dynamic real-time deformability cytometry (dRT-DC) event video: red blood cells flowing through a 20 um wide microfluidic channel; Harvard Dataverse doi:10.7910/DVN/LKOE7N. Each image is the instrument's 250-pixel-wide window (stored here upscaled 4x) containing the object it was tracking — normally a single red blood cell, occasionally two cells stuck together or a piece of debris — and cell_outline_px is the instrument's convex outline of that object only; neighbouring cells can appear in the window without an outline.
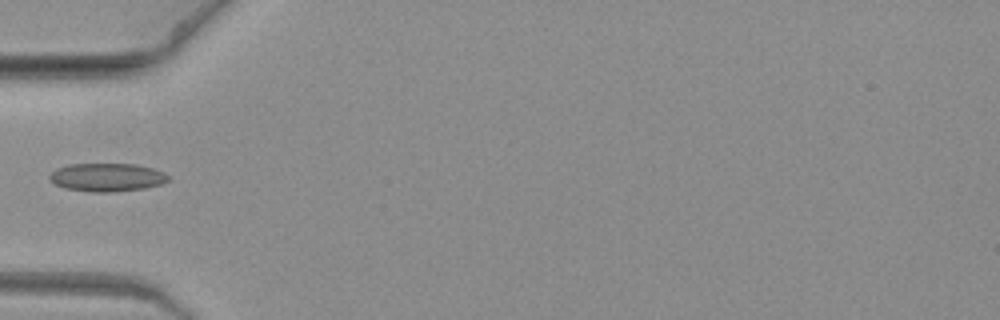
{"species": "common noctule bat (a hibernating species)", "species_latin": "Nyctalus noctula", "temperature_condition": "warm", "stored_images_in_passage": 8, "camera_frame_rate_fps": 3000, "um_per_image_px": 0.085, "animal": {"sex": "female", "body_mass_g": 19.3, "forearm_length_mm": 54.1}, "frame": {"image": 1, "passage_image": 6, "time_ms": 1.667, "image_size_px": [1000, 320], "cell_outline_px": [[168, 180], [160, 184], [144, 188], [112, 192], [92, 192], [64, 188], [48, 180], [48, 176], [56, 168], [68, 164], [136, 164], [152, 168], [164, 172], [168, 176]], "centroid_in_image_um": [9.05, 15.07], "position_along_channel_um": 75.9, "area_um2": 19.54}}
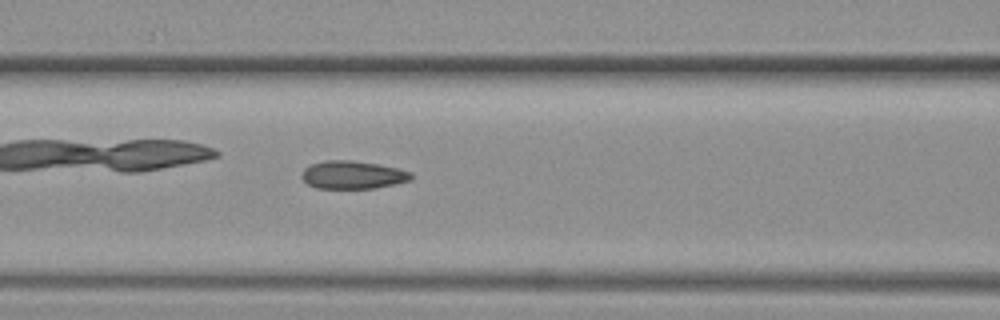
{"frame": {"image": 2, "passage_image": 8, "time_ms": 2.333, "image_size_px": [1000, 320], "cell_outline_px": [[412, 180], [396, 184], [376, 188], [316, 188], [308, 184], [300, 176], [304, 168], [312, 164], [328, 160], [352, 160], [400, 168], [412, 172]], "centroid_in_image_um": [30.01, 14.86], "position_along_channel_um": 136.6, "area_um2": 17.92}}